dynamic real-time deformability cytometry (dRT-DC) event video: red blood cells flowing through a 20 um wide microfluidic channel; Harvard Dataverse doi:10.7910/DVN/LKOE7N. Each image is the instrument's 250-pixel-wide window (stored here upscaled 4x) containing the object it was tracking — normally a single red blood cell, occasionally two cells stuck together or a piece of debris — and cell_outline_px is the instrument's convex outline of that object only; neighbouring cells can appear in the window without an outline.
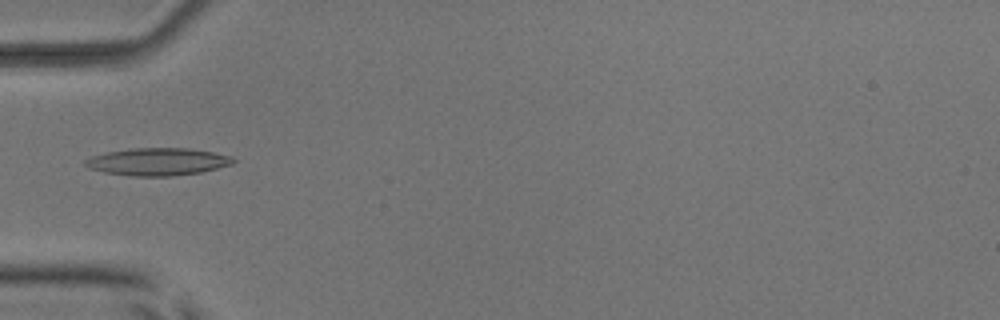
{"species": "common noctule bat (a hibernating species)", "species_latin": "Nyctalus noctula", "temperature_condition": "room temperature", "stored_images_in_passage": 1, "camera_frame_rate_fps": 3000, "um_per_image_px": 0.085, "animal": {"sex": "male", "body_mass_g": 17.9, "forearm_length_mm": 54.2}, "frame": {"image": 1, "passage_image": 1, "time_ms": 0.0, "image_size_px": [1000, 320], "cell_outline_px": [[236, 160], [232, 164], [200, 172], [172, 176], [132, 176], [104, 172], [88, 168], [84, 164], [84, 160], [92, 156], [108, 152], [132, 148], [188, 148], [212, 152], [232, 156]], "centroid_in_image_um": [13.39, 13.74], "position_along_channel_um": 71.6, "area_um2": 23.58}}